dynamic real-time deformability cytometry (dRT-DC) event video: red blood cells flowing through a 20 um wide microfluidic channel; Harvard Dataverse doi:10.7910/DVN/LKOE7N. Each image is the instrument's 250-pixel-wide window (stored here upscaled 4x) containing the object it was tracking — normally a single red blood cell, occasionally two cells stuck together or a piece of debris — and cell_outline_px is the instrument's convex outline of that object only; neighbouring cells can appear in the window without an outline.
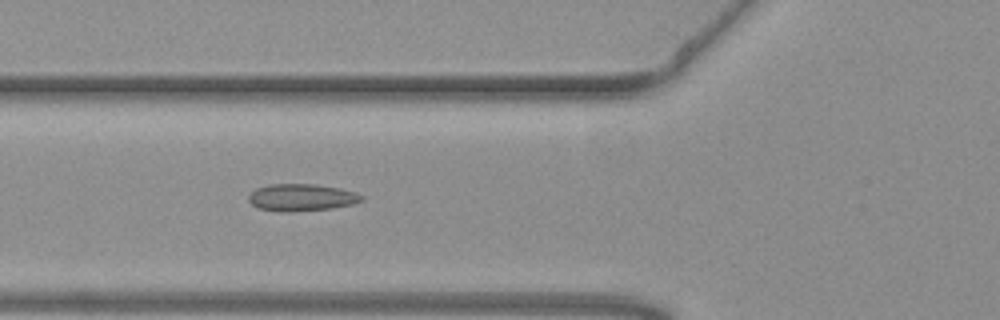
{"species": "common noctule bat (a hibernating species)", "species_latin": "Nyctalus noctula", "temperature_condition": "warm", "stored_images_in_passage": 53, "camera_frame_rate_fps": 3000, "um_per_image_px": 0.085, "animal": {"sex": "female", "body_mass_g": 19.3, "forearm_length_mm": 54.1}, "frame": {"image": 1, "passage_image": 18, "time_ms": 5.667, "image_size_px": [1000, 320], "cell_outline_px": [[364, 200], [352, 204], [332, 208], [288, 212], [280, 212], [260, 208], [252, 204], [248, 200], [248, 196], [256, 188], [272, 184], [316, 184], [340, 188], [356, 192], [364, 196]], "centroid_in_image_um": [25.66, 16.78], "position_along_channel_um": 100.1, "area_um2": 17.86}}
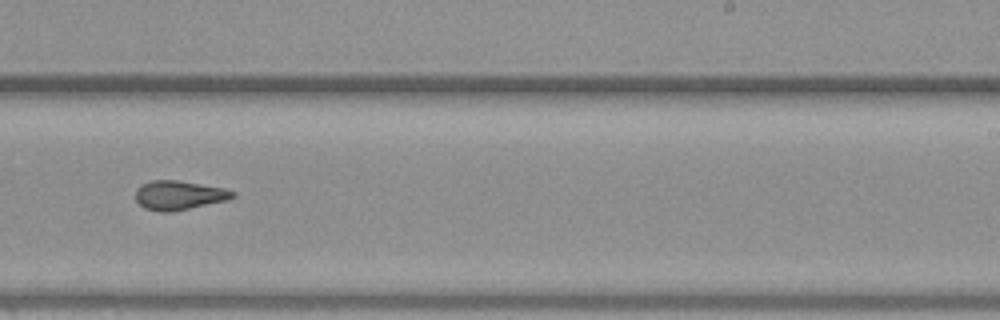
{"frame": {"image": 2, "passage_image": 32, "time_ms": 10.333, "image_size_px": [1000, 320], "cell_outline_px": [[236, 196], [228, 200], [172, 212], [160, 212], [144, 208], [136, 200], [136, 188], [140, 184], [152, 180], [176, 180], [224, 188], [236, 192]], "centroid_in_image_um": [15.21, 16.6], "position_along_channel_um": 273.8, "area_um2": 16.59}}
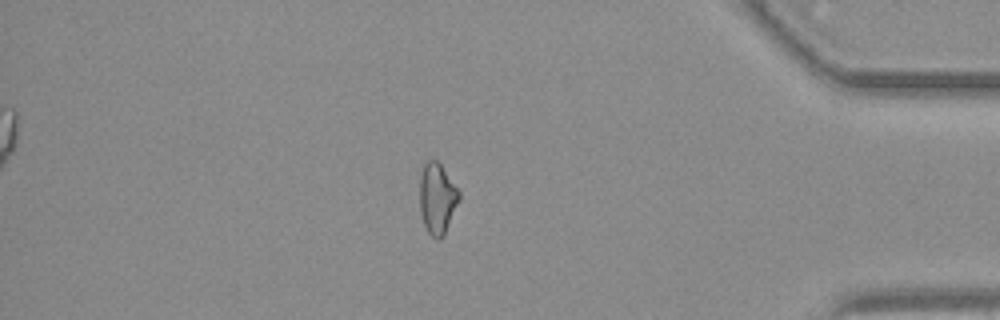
{"frame": {"image": 3, "passage_image": 45, "time_ms": 14.667, "image_size_px": [1000, 320], "cell_outline_px": [[460, 200], [444, 236], [440, 240], [436, 240], [428, 232], [424, 224], [420, 208], [420, 176], [424, 164], [428, 160], [436, 160], [440, 164], [460, 192]], "centroid_in_image_um": [37.17, 16.9], "position_along_channel_um": 398.0, "area_um2": 16.24}, "authors_computed_cell_mechanics": {"area_um2": 16.762, "velocity_mm_per_s": 3.7215, "shape_relaxation_time_tau1_ms": null, "shape_relaxation_time_tau2_ms": 4.2518, "deformation_change_tau1": null, "deformation_change_tau2": 0.103}}